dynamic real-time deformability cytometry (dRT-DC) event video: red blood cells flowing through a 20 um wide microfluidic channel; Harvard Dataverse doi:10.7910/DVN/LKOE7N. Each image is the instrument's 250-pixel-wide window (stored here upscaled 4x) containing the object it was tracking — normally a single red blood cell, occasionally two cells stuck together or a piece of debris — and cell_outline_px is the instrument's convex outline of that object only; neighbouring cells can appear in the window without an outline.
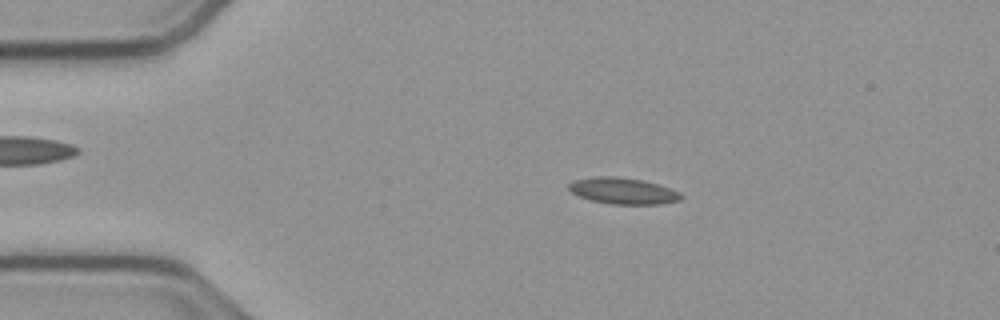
{"species": "common noctule bat (a hibernating species)", "species_latin": "Nyctalus noctula", "temperature_condition": "cold", "stored_images_in_passage": 53, "camera_frame_rate_fps": 3000, "um_per_image_px": 0.085, "animal": {"sex": "male", "body_mass_g": 23.1, "forearm_length_mm": 52.7}, "frame": {"image": 1, "passage_image": 10, "time_ms": 3.0, "image_size_px": [1000, 320], "cell_outline_px": [[684, 196], [680, 200], [660, 204], [612, 204], [592, 200], [580, 196], [572, 192], [568, 188], [568, 184], [576, 180], [596, 176], [616, 176], [644, 180], [680, 192]], "centroid_in_image_um": [52.98, 16.22], "position_along_channel_um": 32.0, "area_um2": 17.05}}
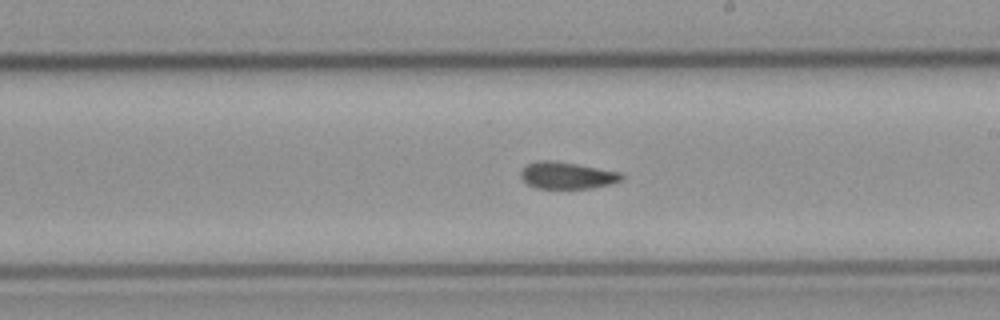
{"frame": {"image": 2, "passage_image": 30, "time_ms": 9.667, "image_size_px": [1000, 320], "cell_outline_px": [[624, 176], [620, 180], [612, 184], [592, 188], [536, 188], [528, 184], [520, 176], [520, 172], [528, 164], [536, 160], [552, 160], [576, 164], [620, 172]], "centroid_in_image_um": [48.19, 14.91], "position_along_channel_um": 240.8, "area_um2": 15.66}}
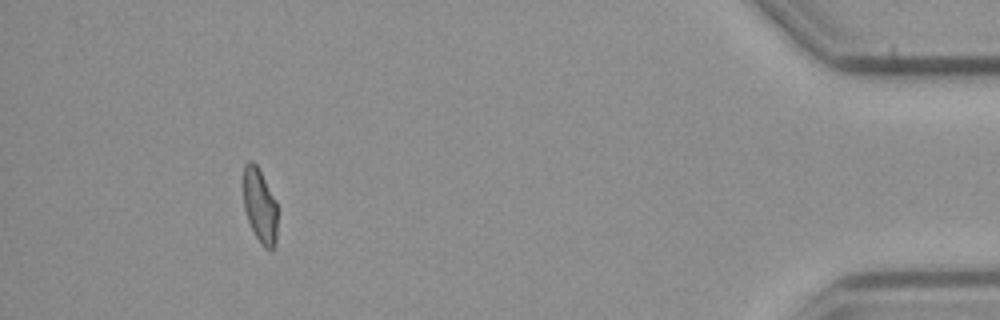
{"frame": {"image": 3, "passage_image": 49, "time_ms": 16.0, "image_size_px": [1000, 320], "cell_outline_px": [[276, 244], [272, 252], [264, 248], [260, 244], [248, 220], [244, 208], [244, 164], [248, 160], [252, 160], [256, 164], [276, 200]], "centroid_in_image_um": [22.09, 17.52], "position_along_channel_um": 413.1, "area_um2": 14.74}, "authors_computed_cell_mechanics": {"area_um2": 16.184, "velocity_mm_per_s": 3.7975, "shape_relaxation_time_tau1_ms": null, "shape_relaxation_time_tau2_ms": 9.0567, "deformation_change_tau1": null, "deformation_change_tau2": 0.1568}}